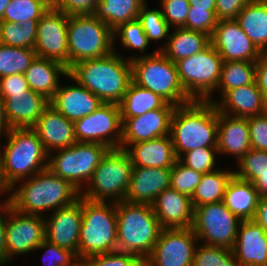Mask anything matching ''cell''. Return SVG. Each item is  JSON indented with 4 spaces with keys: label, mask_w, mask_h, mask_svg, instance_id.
I'll list each match as a JSON object with an SVG mask.
<instances>
[{
    "label": "cell",
    "mask_w": 267,
    "mask_h": 266,
    "mask_svg": "<svg viewBox=\"0 0 267 266\" xmlns=\"http://www.w3.org/2000/svg\"><path fill=\"white\" fill-rule=\"evenodd\" d=\"M194 9L216 10L215 0H188Z\"/></svg>",
    "instance_id": "91938a15"
},
{
    "label": "cell",
    "mask_w": 267,
    "mask_h": 266,
    "mask_svg": "<svg viewBox=\"0 0 267 266\" xmlns=\"http://www.w3.org/2000/svg\"><path fill=\"white\" fill-rule=\"evenodd\" d=\"M45 219L39 215L25 214L7 205L5 226L6 265L21 256L35 257V249L45 240ZM17 257V258H16Z\"/></svg>",
    "instance_id": "4fadbf2b"
},
{
    "label": "cell",
    "mask_w": 267,
    "mask_h": 266,
    "mask_svg": "<svg viewBox=\"0 0 267 266\" xmlns=\"http://www.w3.org/2000/svg\"><path fill=\"white\" fill-rule=\"evenodd\" d=\"M119 43H118V42ZM118 43V45H117ZM120 48H117V46ZM150 45V46H149ZM148 37L146 36L141 23L138 19L119 25L115 30H113V50L114 52L120 54L122 51L127 50L129 52H135L129 55L120 54L127 60L132 61L133 59L139 57L152 56L158 51L155 49L153 51H147L151 47ZM146 51L148 53H146Z\"/></svg>",
    "instance_id": "d6a6232c"
},
{
    "label": "cell",
    "mask_w": 267,
    "mask_h": 266,
    "mask_svg": "<svg viewBox=\"0 0 267 266\" xmlns=\"http://www.w3.org/2000/svg\"><path fill=\"white\" fill-rule=\"evenodd\" d=\"M250 149L248 118L233 117L218 111L217 150L219 158L229 156L236 163Z\"/></svg>",
    "instance_id": "603a6c76"
},
{
    "label": "cell",
    "mask_w": 267,
    "mask_h": 266,
    "mask_svg": "<svg viewBox=\"0 0 267 266\" xmlns=\"http://www.w3.org/2000/svg\"><path fill=\"white\" fill-rule=\"evenodd\" d=\"M45 219V239L71 250L79 259V238L82 223V196L69 206L49 213Z\"/></svg>",
    "instance_id": "ac0fdd59"
},
{
    "label": "cell",
    "mask_w": 267,
    "mask_h": 266,
    "mask_svg": "<svg viewBox=\"0 0 267 266\" xmlns=\"http://www.w3.org/2000/svg\"><path fill=\"white\" fill-rule=\"evenodd\" d=\"M122 125L119 104L103 103L88 116L74 122L75 137L77 142L98 143L118 149Z\"/></svg>",
    "instance_id": "5bb4252c"
},
{
    "label": "cell",
    "mask_w": 267,
    "mask_h": 266,
    "mask_svg": "<svg viewBox=\"0 0 267 266\" xmlns=\"http://www.w3.org/2000/svg\"><path fill=\"white\" fill-rule=\"evenodd\" d=\"M239 266H264L267 262V234L254 220H243L233 247Z\"/></svg>",
    "instance_id": "d4e9b609"
},
{
    "label": "cell",
    "mask_w": 267,
    "mask_h": 266,
    "mask_svg": "<svg viewBox=\"0 0 267 266\" xmlns=\"http://www.w3.org/2000/svg\"><path fill=\"white\" fill-rule=\"evenodd\" d=\"M68 69L60 62L36 56L28 69L24 72V77L29 88L40 93L49 101L54 97L63 79H66Z\"/></svg>",
    "instance_id": "f1b7e54d"
},
{
    "label": "cell",
    "mask_w": 267,
    "mask_h": 266,
    "mask_svg": "<svg viewBox=\"0 0 267 266\" xmlns=\"http://www.w3.org/2000/svg\"><path fill=\"white\" fill-rule=\"evenodd\" d=\"M80 196L79 190L49 168L18 181L9 189V201L14 209L42 217L71 205Z\"/></svg>",
    "instance_id": "6da1fadb"
},
{
    "label": "cell",
    "mask_w": 267,
    "mask_h": 266,
    "mask_svg": "<svg viewBox=\"0 0 267 266\" xmlns=\"http://www.w3.org/2000/svg\"><path fill=\"white\" fill-rule=\"evenodd\" d=\"M198 243L192 227L162 229L146 266H192Z\"/></svg>",
    "instance_id": "9a60e30c"
},
{
    "label": "cell",
    "mask_w": 267,
    "mask_h": 266,
    "mask_svg": "<svg viewBox=\"0 0 267 266\" xmlns=\"http://www.w3.org/2000/svg\"><path fill=\"white\" fill-rule=\"evenodd\" d=\"M217 147H201L184 153L178 160L188 168L202 174L218 169Z\"/></svg>",
    "instance_id": "ee69618b"
},
{
    "label": "cell",
    "mask_w": 267,
    "mask_h": 266,
    "mask_svg": "<svg viewBox=\"0 0 267 266\" xmlns=\"http://www.w3.org/2000/svg\"><path fill=\"white\" fill-rule=\"evenodd\" d=\"M148 0H99L93 15L112 31L119 25L136 20L142 6Z\"/></svg>",
    "instance_id": "836d02e7"
},
{
    "label": "cell",
    "mask_w": 267,
    "mask_h": 266,
    "mask_svg": "<svg viewBox=\"0 0 267 266\" xmlns=\"http://www.w3.org/2000/svg\"><path fill=\"white\" fill-rule=\"evenodd\" d=\"M132 169L131 158L125 150L110 149L94 170L80 195L95 202L125 201Z\"/></svg>",
    "instance_id": "52a82bcc"
},
{
    "label": "cell",
    "mask_w": 267,
    "mask_h": 266,
    "mask_svg": "<svg viewBox=\"0 0 267 266\" xmlns=\"http://www.w3.org/2000/svg\"><path fill=\"white\" fill-rule=\"evenodd\" d=\"M176 106L166 103L162 108L151 110L133 118H121L122 139L120 149L130 144L144 142L170 134L171 119Z\"/></svg>",
    "instance_id": "e0dca14e"
},
{
    "label": "cell",
    "mask_w": 267,
    "mask_h": 266,
    "mask_svg": "<svg viewBox=\"0 0 267 266\" xmlns=\"http://www.w3.org/2000/svg\"><path fill=\"white\" fill-rule=\"evenodd\" d=\"M67 83H60L50 105L63 114L68 120L75 122L94 112L103 102L90 90L80 85L69 74ZM71 80V83H69ZM69 83V84H68ZM75 85H74V84Z\"/></svg>",
    "instance_id": "ffe728a7"
},
{
    "label": "cell",
    "mask_w": 267,
    "mask_h": 266,
    "mask_svg": "<svg viewBox=\"0 0 267 266\" xmlns=\"http://www.w3.org/2000/svg\"><path fill=\"white\" fill-rule=\"evenodd\" d=\"M113 251H117L116 203L95 202L82 197L80 262Z\"/></svg>",
    "instance_id": "8992f818"
},
{
    "label": "cell",
    "mask_w": 267,
    "mask_h": 266,
    "mask_svg": "<svg viewBox=\"0 0 267 266\" xmlns=\"http://www.w3.org/2000/svg\"><path fill=\"white\" fill-rule=\"evenodd\" d=\"M49 104L48 99L31 89L12 93L4 100L5 117L11 128H32Z\"/></svg>",
    "instance_id": "484cf974"
},
{
    "label": "cell",
    "mask_w": 267,
    "mask_h": 266,
    "mask_svg": "<svg viewBox=\"0 0 267 266\" xmlns=\"http://www.w3.org/2000/svg\"><path fill=\"white\" fill-rule=\"evenodd\" d=\"M202 175V173L186 167L177 160L171 168L170 188L192 197Z\"/></svg>",
    "instance_id": "f6af8a7d"
},
{
    "label": "cell",
    "mask_w": 267,
    "mask_h": 266,
    "mask_svg": "<svg viewBox=\"0 0 267 266\" xmlns=\"http://www.w3.org/2000/svg\"><path fill=\"white\" fill-rule=\"evenodd\" d=\"M68 14L54 6L37 23L36 55L62 63L68 69Z\"/></svg>",
    "instance_id": "2e32d148"
},
{
    "label": "cell",
    "mask_w": 267,
    "mask_h": 266,
    "mask_svg": "<svg viewBox=\"0 0 267 266\" xmlns=\"http://www.w3.org/2000/svg\"><path fill=\"white\" fill-rule=\"evenodd\" d=\"M162 14L170 28L183 27L189 12L188 0H159Z\"/></svg>",
    "instance_id": "681fc988"
},
{
    "label": "cell",
    "mask_w": 267,
    "mask_h": 266,
    "mask_svg": "<svg viewBox=\"0 0 267 266\" xmlns=\"http://www.w3.org/2000/svg\"><path fill=\"white\" fill-rule=\"evenodd\" d=\"M259 198L253 183L233 176L227 185L222 202L241 221L254 220Z\"/></svg>",
    "instance_id": "f546056e"
},
{
    "label": "cell",
    "mask_w": 267,
    "mask_h": 266,
    "mask_svg": "<svg viewBox=\"0 0 267 266\" xmlns=\"http://www.w3.org/2000/svg\"><path fill=\"white\" fill-rule=\"evenodd\" d=\"M255 80L256 62L224 61L219 84L215 92L206 101L216 103L228 90L252 84Z\"/></svg>",
    "instance_id": "e575fe53"
},
{
    "label": "cell",
    "mask_w": 267,
    "mask_h": 266,
    "mask_svg": "<svg viewBox=\"0 0 267 266\" xmlns=\"http://www.w3.org/2000/svg\"><path fill=\"white\" fill-rule=\"evenodd\" d=\"M32 128L38 134L48 154L58 149L70 147L77 142L74 122L68 120L50 104L43 110L42 115Z\"/></svg>",
    "instance_id": "44dd1931"
},
{
    "label": "cell",
    "mask_w": 267,
    "mask_h": 266,
    "mask_svg": "<svg viewBox=\"0 0 267 266\" xmlns=\"http://www.w3.org/2000/svg\"><path fill=\"white\" fill-rule=\"evenodd\" d=\"M252 149L267 151V111L248 117Z\"/></svg>",
    "instance_id": "f907efd6"
},
{
    "label": "cell",
    "mask_w": 267,
    "mask_h": 266,
    "mask_svg": "<svg viewBox=\"0 0 267 266\" xmlns=\"http://www.w3.org/2000/svg\"><path fill=\"white\" fill-rule=\"evenodd\" d=\"M7 206H0V265H6V226Z\"/></svg>",
    "instance_id": "9f6ffc18"
},
{
    "label": "cell",
    "mask_w": 267,
    "mask_h": 266,
    "mask_svg": "<svg viewBox=\"0 0 267 266\" xmlns=\"http://www.w3.org/2000/svg\"><path fill=\"white\" fill-rule=\"evenodd\" d=\"M109 150L106 145L98 143L76 142L70 147L51 152L48 168L81 192Z\"/></svg>",
    "instance_id": "30bf717a"
},
{
    "label": "cell",
    "mask_w": 267,
    "mask_h": 266,
    "mask_svg": "<svg viewBox=\"0 0 267 266\" xmlns=\"http://www.w3.org/2000/svg\"><path fill=\"white\" fill-rule=\"evenodd\" d=\"M38 250L43 253L41 262L45 266H81V262L74 252L59 247L46 239L35 249V251Z\"/></svg>",
    "instance_id": "bcb514c9"
},
{
    "label": "cell",
    "mask_w": 267,
    "mask_h": 266,
    "mask_svg": "<svg viewBox=\"0 0 267 266\" xmlns=\"http://www.w3.org/2000/svg\"><path fill=\"white\" fill-rule=\"evenodd\" d=\"M260 52H267V0H252L236 18Z\"/></svg>",
    "instance_id": "1f68e13d"
},
{
    "label": "cell",
    "mask_w": 267,
    "mask_h": 266,
    "mask_svg": "<svg viewBox=\"0 0 267 266\" xmlns=\"http://www.w3.org/2000/svg\"><path fill=\"white\" fill-rule=\"evenodd\" d=\"M49 8L45 0H11L0 21L20 24L29 19L40 20Z\"/></svg>",
    "instance_id": "60d3db41"
},
{
    "label": "cell",
    "mask_w": 267,
    "mask_h": 266,
    "mask_svg": "<svg viewBox=\"0 0 267 266\" xmlns=\"http://www.w3.org/2000/svg\"><path fill=\"white\" fill-rule=\"evenodd\" d=\"M163 229L190 228L194 220L191 197L172 188L161 192L152 204Z\"/></svg>",
    "instance_id": "7402d4cb"
},
{
    "label": "cell",
    "mask_w": 267,
    "mask_h": 266,
    "mask_svg": "<svg viewBox=\"0 0 267 266\" xmlns=\"http://www.w3.org/2000/svg\"><path fill=\"white\" fill-rule=\"evenodd\" d=\"M125 151L129 154L133 167L172 168L178 160L170 134L130 144Z\"/></svg>",
    "instance_id": "83f0119b"
},
{
    "label": "cell",
    "mask_w": 267,
    "mask_h": 266,
    "mask_svg": "<svg viewBox=\"0 0 267 266\" xmlns=\"http://www.w3.org/2000/svg\"><path fill=\"white\" fill-rule=\"evenodd\" d=\"M240 222L221 201L195 207L192 229L202 244L233 249Z\"/></svg>",
    "instance_id": "7c38bea8"
},
{
    "label": "cell",
    "mask_w": 267,
    "mask_h": 266,
    "mask_svg": "<svg viewBox=\"0 0 267 266\" xmlns=\"http://www.w3.org/2000/svg\"><path fill=\"white\" fill-rule=\"evenodd\" d=\"M0 145V175L10 189L48 168L49 154L33 128H11Z\"/></svg>",
    "instance_id": "277c9868"
},
{
    "label": "cell",
    "mask_w": 267,
    "mask_h": 266,
    "mask_svg": "<svg viewBox=\"0 0 267 266\" xmlns=\"http://www.w3.org/2000/svg\"><path fill=\"white\" fill-rule=\"evenodd\" d=\"M253 185L257 190L259 196L267 195V176H260L254 182Z\"/></svg>",
    "instance_id": "94428289"
},
{
    "label": "cell",
    "mask_w": 267,
    "mask_h": 266,
    "mask_svg": "<svg viewBox=\"0 0 267 266\" xmlns=\"http://www.w3.org/2000/svg\"><path fill=\"white\" fill-rule=\"evenodd\" d=\"M171 168L133 167L125 201L152 205L170 188Z\"/></svg>",
    "instance_id": "cb8c5ba5"
},
{
    "label": "cell",
    "mask_w": 267,
    "mask_h": 266,
    "mask_svg": "<svg viewBox=\"0 0 267 266\" xmlns=\"http://www.w3.org/2000/svg\"><path fill=\"white\" fill-rule=\"evenodd\" d=\"M256 83L265 97L267 106V52H261L256 61Z\"/></svg>",
    "instance_id": "11a10c76"
},
{
    "label": "cell",
    "mask_w": 267,
    "mask_h": 266,
    "mask_svg": "<svg viewBox=\"0 0 267 266\" xmlns=\"http://www.w3.org/2000/svg\"><path fill=\"white\" fill-rule=\"evenodd\" d=\"M215 105L219 112L233 117L248 118L267 111L265 97L256 81L228 90Z\"/></svg>",
    "instance_id": "4316f807"
},
{
    "label": "cell",
    "mask_w": 267,
    "mask_h": 266,
    "mask_svg": "<svg viewBox=\"0 0 267 266\" xmlns=\"http://www.w3.org/2000/svg\"><path fill=\"white\" fill-rule=\"evenodd\" d=\"M233 176L234 171L231 166L229 169L220 166L214 171L204 173L191 197L193 208L221 202Z\"/></svg>",
    "instance_id": "d590c367"
},
{
    "label": "cell",
    "mask_w": 267,
    "mask_h": 266,
    "mask_svg": "<svg viewBox=\"0 0 267 266\" xmlns=\"http://www.w3.org/2000/svg\"><path fill=\"white\" fill-rule=\"evenodd\" d=\"M166 103L156 93L132 81L119 103L121 118L138 117L148 111L162 108Z\"/></svg>",
    "instance_id": "8d00e7d4"
},
{
    "label": "cell",
    "mask_w": 267,
    "mask_h": 266,
    "mask_svg": "<svg viewBox=\"0 0 267 266\" xmlns=\"http://www.w3.org/2000/svg\"><path fill=\"white\" fill-rule=\"evenodd\" d=\"M132 81L159 95L167 103L181 106L193 101L182 87L177 67L161 51L131 61Z\"/></svg>",
    "instance_id": "ba28073f"
},
{
    "label": "cell",
    "mask_w": 267,
    "mask_h": 266,
    "mask_svg": "<svg viewBox=\"0 0 267 266\" xmlns=\"http://www.w3.org/2000/svg\"><path fill=\"white\" fill-rule=\"evenodd\" d=\"M38 21L29 19L20 24L0 21V43L12 47L34 48Z\"/></svg>",
    "instance_id": "f35d334b"
},
{
    "label": "cell",
    "mask_w": 267,
    "mask_h": 266,
    "mask_svg": "<svg viewBox=\"0 0 267 266\" xmlns=\"http://www.w3.org/2000/svg\"><path fill=\"white\" fill-rule=\"evenodd\" d=\"M148 3L149 1L142 6L137 19L141 23L149 42L155 43L157 46L155 49L161 51L167 45L166 39H168L171 28L163 17L161 7L159 6V8L155 7L152 9L149 7Z\"/></svg>",
    "instance_id": "74e56055"
},
{
    "label": "cell",
    "mask_w": 267,
    "mask_h": 266,
    "mask_svg": "<svg viewBox=\"0 0 267 266\" xmlns=\"http://www.w3.org/2000/svg\"><path fill=\"white\" fill-rule=\"evenodd\" d=\"M254 221H256L267 234V195L259 198Z\"/></svg>",
    "instance_id": "6f0895ef"
},
{
    "label": "cell",
    "mask_w": 267,
    "mask_h": 266,
    "mask_svg": "<svg viewBox=\"0 0 267 266\" xmlns=\"http://www.w3.org/2000/svg\"><path fill=\"white\" fill-rule=\"evenodd\" d=\"M36 56L33 48L12 47L0 43V78L24 74Z\"/></svg>",
    "instance_id": "ab89813d"
},
{
    "label": "cell",
    "mask_w": 267,
    "mask_h": 266,
    "mask_svg": "<svg viewBox=\"0 0 267 266\" xmlns=\"http://www.w3.org/2000/svg\"><path fill=\"white\" fill-rule=\"evenodd\" d=\"M68 70L76 63L106 56L113 50V31L93 14L68 16Z\"/></svg>",
    "instance_id": "9c48e42d"
},
{
    "label": "cell",
    "mask_w": 267,
    "mask_h": 266,
    "mask_svg": "<svg viewBox=\"0 0 267 266\" xmlns=\"http://www.w3.org/2000/svg\"><path fill=\"white\" fill-rule=\"evenodd\" d=\"M170 136L178 159L197 148L217 147L218 109L215 103L193 100L176 106Z\"/></svg>",
    "instance_id": "3957f363"
},
{
    "label": "cell",
    "mask_w": 267,
    "mask_h": 266,
    "mask_svg": "<svg viewBox=\"0 0 267 266\" xmlns=\"http://www.w3.org/2000/svg\"><path fill=\"white\" fill-rule=\"evenodd\" d=\"M10 129L11 127L9 126L5 117L4 101L0 98V145L6 138Z\"/></svg>",
    "instance_id": "680465c9"
},
{
    "label": "cell",
    "mask_w": 267,
    "mask_h": 266,
    "mask_svg": "<svg viewBox=\"0 0 267 266\" xmlns=\"http://www.w3.org/2000/svg\"><path fill=\"white\" fill-rule=\"evenodd\" d=\"M252 0H215L218 20L236 19L240 11Z\"/></svg>",
    "instance_id": "f5cc1de1"
},
{
    "label": "cell",
    "mask_w": 267,
    "mask_h": 266,
    "mask_svg": "<svg viewBox=\"0 0 267 266\" xmlns=\"http://www.w3.org/2000/svg\"><path fill=\"white\" fill-rule=\"evenodd\" d=\"M210 43V36L203 32L176 27L170 29L167 45L161 52L175 63L197 54Z\"/></svg>",
    "instance_id": "4dcf8cb0"
},
{
    "label": "cell",
    "mask_w": 267,
    "mask_h": 266,
    "mask_svg": "<svg viewBox=\"0 0 267 266\" xmlns=\"http://www.w3.org/2000/svg\"><path fill=\"white\" fill-rule=\"evenodd\" d=\"M210 42L220 54L223 62H256L261 54L236 19L219 20L210 37Z\"/></svg>",
    "instance_id": "d6986e66"
},
{
    "label": "cell",
    "mask_w": 267,
    "mask_h": 266,
    "mask_svg": "<svg viewBox=\"0 0 267 266\" xmlns=\"http://www.w3.org/2000/svg\"><path fill=\"white\" fill-rule=\"evenodd\" d=\"M216 10L194 9L189 7L184 28L203 32L211 37L217 26Z\"/></svg>",
    "instance_id": "c3c4849f"
},
{
    "label": "cell",
    "mask_w": 267,
    "mask_h": 266,
    "mask_svg": "<svg viewBox=\"0 0 267 266\" xmlns=\"http://www.w3.org/2000/svg\"><path fill=\"white\" fill-rule=\"evenodd\" d=\"M235 164L234 176L253 183L258 177L267 176V151L251 148Z\"/></svg>",
    "instance_id": "b9f144b4"
},
{
    "label": "cell",
    "mask_w": 267,
    "mask_h": 266,
    "mask_svg": "<svg viewBox=\"0 0 267 266\" xmlns=\"http://www.w3.org/2000/svg\"><path fill=\"white\" fill-rule=\"evenodd\" d=\"M99 0H58L54 5L68 15L92 14Z\"/></svg>",
    "instance_id": "db71d44e"
},
{
    "label": "cell",
    "mask_w": 267,
    "mask_h": 266,
    "mask_svg": "<svg viewBox=\"0 0 267 266\" xmlns=\"http://www.w3.org/2000/svg\"><path fill=\"white\" fill-rule=\"evenodd\" d=\"M50 6H54L58 0H45Z\"/></svg>",
    "instance_id": "e7e4bbea"
},
{
    "label": "cell",
    "mask_w": 267,
    "mask_h": 266,
    "mask_svg": "<svg viewBox=\"0 0 267 266\" xmlns=\"http://www.w3.org/2000/svg\"><path fill=\"white\" fill-rule=\"evenodd\" d=\"M68 74L103 103L119 104L132 82L131 61L112 52L74 64Z\"/></svg>",
    "instance_id": "7a4b0ae2"
},
{
    "label": "cell",
    "mask_w": 267,
    "mask_h": 266,
    "mask_svg": "<svg viewBox=\"0 0 267 266\" xmlns=\"http://www.w3.org/2000/svg\"><path fill=\"white\" fill-rule=\"evenodd\" d=\"M192 266H239L232 249L198 243Z\"/></svg>",
    "instance_id": "7bdbcfd3"
},
{
    "label": "cell",
    "mask_w": 267,
    "mask_h": 266,
    "mask_svg": "<svg viewBox=\"0 0 267 266\" xmlns=\"http://www.w3.org/2000/svg\"><path fill=\"white\" fill-rule=\"evenodd\" d=\"M117 251L147 259L162 231L150 204L116 203Z\"/></svg>",
    "instance_id": "5b68a950"
},
{
    "label": "cell",
    "mask_w": 267,
    "mask_h": 266,
    "mask_svg": "<svg viewBox=\"0 0 267 266\" xmlns=\"http://www.w3.org/2000/svg\"><path fill=\"white\" fill-rule=\"evenodd\" d=\"M30 90L24 74L9 75L0 78V98L4 101L12 93L28 92Z\"/></svg>",
    "instance_id": "816d5d0a"
},
{
    "label": "cell",
    "mask_w": 267,
    "mask_h": 266,
    "mask_svg": "<svg viewBox=\"0 0 267 266\" xmlns=\"http://www.w3.org/2000/svg\"><path fill=\"white\" fill-rule=\"evenodd\" d=\"M11 0H0V19L3 17L6 7Z\"/></svg>",
    "instance_id": "be15d7a7"
},
{
    "label": "cell",
    "mask_w": 267,
    "mask_h": 266,
    "mask_svg": "<svg viewBox=\"0 0 267 266\" xmlns=\"http://www.w3.org/2000/svg\"><path fill=\"white\" fill-rule=\"evenodd\" d=\"M81 266H146V260L134 254L113 251L89 257L81 262Z\"/></svg>",
    "instance_id": "7dc6e473"
},
{
    "label": "cell",
    "mask_w": 267,
    "mask_h": 266,
    "mask_svg": "<svg viewBox=\"0 0 267 266\" xmlns=\"http://www.w3.org/2000/svg\"><path fill=\"white\" fill-rule=\"evenodd\" d=\"M222 63L211 43L197 54L175 62L180 83L192 100L206 101L215 92Z\"/></svg>",
    "instance_id": "8fae6325"
},
{
    "label": "cell",
    "mask_w": 267,
    "mask_h": 266,
    "mask_svg": "<svg viewBox=\"0 0 267 266\" xmlns=\"http://www.w3.org/2000/svg\"><path fill=\"white\" fill-rule=\"evenodd\" d=\"M1 196L4 198L1 199L2 198ZM9 203H10L9 189L3 184L1 175H0V206H7Z\"/></svg>",
    "instance_id": "6125c7cd"
}]
</instances>
